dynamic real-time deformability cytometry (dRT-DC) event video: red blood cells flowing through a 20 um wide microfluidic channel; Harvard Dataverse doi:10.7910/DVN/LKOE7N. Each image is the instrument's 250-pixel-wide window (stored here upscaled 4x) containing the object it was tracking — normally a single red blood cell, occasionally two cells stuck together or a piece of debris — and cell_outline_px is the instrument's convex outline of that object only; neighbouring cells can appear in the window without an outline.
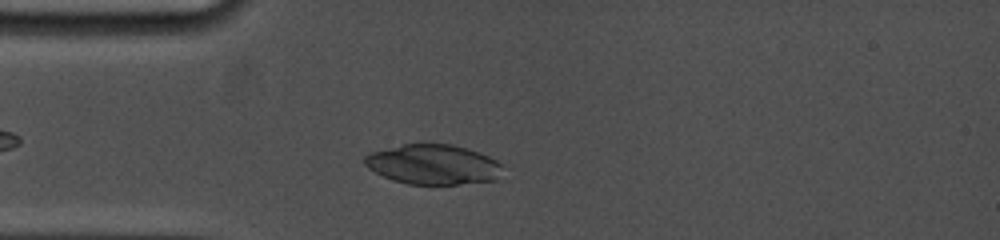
{"species": "common noctule bat (a hibernating species)", "species_latin": "Nyctalus noctula", "temperature_condition": "cold", "stored_images_in_passage": 30, "camera_frame_rate_fps": 5000, "um_per_image_px": 0.085, "animal": {"sex": "female", "body_mass_g": 19.0, "forearm_length_mm": 53.3}, "frame": {"image": 1, "passage_image": 6, "time_ms": 2.0, "image_size_px": [1000, 240], "cell_outline_px": [[500, 164], [496, 180], [456, 184], [408, 184], [392, 180], [368, 168], [364, 164], [364, 156], [372, 152], [404, 144], [452, 144], [488, 156], [496, 160]], "centroid_in_image_um": [36.76, 13.98], "position_along_channel_um": 48.2, "area_um2": 31.5}}